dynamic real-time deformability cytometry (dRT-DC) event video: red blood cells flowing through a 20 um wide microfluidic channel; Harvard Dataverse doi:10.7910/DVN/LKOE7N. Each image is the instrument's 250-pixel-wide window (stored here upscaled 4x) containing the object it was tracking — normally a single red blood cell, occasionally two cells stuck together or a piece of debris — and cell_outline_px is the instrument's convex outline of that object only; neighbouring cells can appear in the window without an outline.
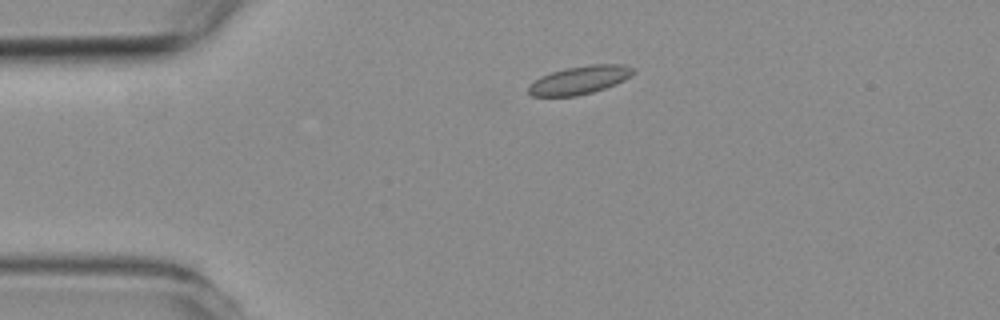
{"species": "common noctule bat (a hibernating species)", "species_latin": "Nyctalus noctula", "temperature_condition": "room temperature", "stored_images_in_passage": 4, "camera_frame_rate_fps": 3000, "um_per_image_px": 0.085, "animal": {"sex": "female", "body_mass_g": 19.3, "forearm_length_mm": 54.1}, "frame": {"image": 1, "passage_image": 3, "time_ms": 2.333, "image_size_px": [1000, 320], "cell_outline_px": [[636, 72], [624, 80], [616, 84], [592, 92], [576, 96], [532, 96], [528, 92], [528, 88], [540, 76], [564, 68], [588, 64], [624, 64], [636, 68]], "centroid_in_image_um": [49.32, 6.78], "position_along_channel_um": 35.7, "area_um2": 17.28}}